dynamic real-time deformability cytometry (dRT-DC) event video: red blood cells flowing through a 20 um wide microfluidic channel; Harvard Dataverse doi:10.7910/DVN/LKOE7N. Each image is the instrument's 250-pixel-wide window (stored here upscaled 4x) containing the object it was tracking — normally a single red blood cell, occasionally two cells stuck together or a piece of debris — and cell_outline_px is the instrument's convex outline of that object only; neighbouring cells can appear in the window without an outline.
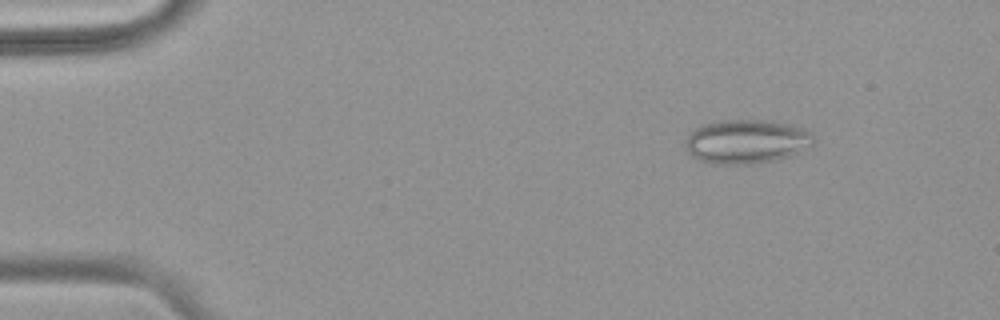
{"species": "common noctule bat (a hibernating species)", "species_latin": "Nyctalus noctula", "temperature_condition": "warm", "stored_images_in_passage": 48, "camera_frame_rate_fps": 3000, "um_per_image_px": 0.085, "animal": {"sex": "female", "body_mass_g": 18.4}, "frame": {"image": 1, "passage_image": 2, "time_ms": 0.333, "image_size_px": [1000, 320], "cell_outline_px": [[816, 140], [812, 148], [788, 156], [772, 160], [752, 164], [720, 164], [700, 160], [692, 156], [684, 148], [684, 144], [688, 136], [696, 128], [704, 124], [720, 120], [768, 120], [788, 124], [804, 128], [812, 132]], "centroid_in_image_um": [63.51, 12.02], "position_along_channel_um": 21.5, "area_um2": 33.12}}
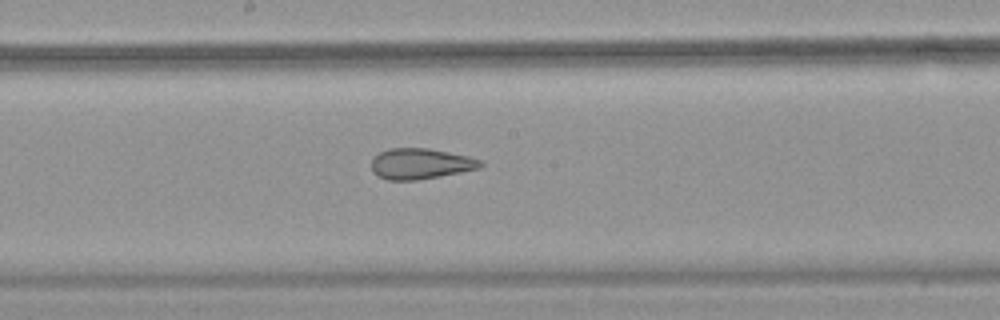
{"frame": {"image": 2, "passage_image": 24, "time_ms": 7.667, "image_size_px": [1000, 320], "cell_outline_px": [[484, 164], [480, 168], [440, 176], [416, 180], [388, 180], [376, 176], [372, 172], [372, 160], [380, 152], [388, 148], [428, 148], [468, 156], [484, 160]], "centroid_in_image_um": [35.75, 13.92], "position_along_channel_um": 212.4, "area_um2": 19.59}}
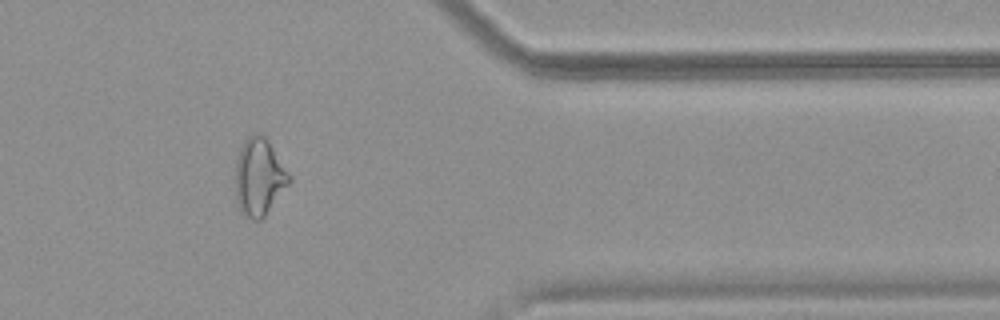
{"frame": {"image": 3, "passage_image": 39, "time_ms": 12.667, "image_size_px": [1000, 320], "cell_outline_px": [[292, 180], [264, 216], [260, 220], [252, 220], [244, 216], [240, 212], [236, 200], [236, 160], [240, 148], [244, 140], [252, 132], [256, 132], [264, 136], [268, 140], [292, 176]], "centroid_in_image_um": [22.03, 15.03], "position_along_channel_um": 389.4, "area_um2": 24.39}, "authors_computed_cell_mechanics": {"area_um2": 24.0159, "velocity_mm_per_s": 3.8472, "shape_relaxation_time_tau1_ms": null, "shape_relaxation_time_tau2_ms": 1.3879, "deformation_change_tau1": null, "deformation_change_tau2": 0.0955}}